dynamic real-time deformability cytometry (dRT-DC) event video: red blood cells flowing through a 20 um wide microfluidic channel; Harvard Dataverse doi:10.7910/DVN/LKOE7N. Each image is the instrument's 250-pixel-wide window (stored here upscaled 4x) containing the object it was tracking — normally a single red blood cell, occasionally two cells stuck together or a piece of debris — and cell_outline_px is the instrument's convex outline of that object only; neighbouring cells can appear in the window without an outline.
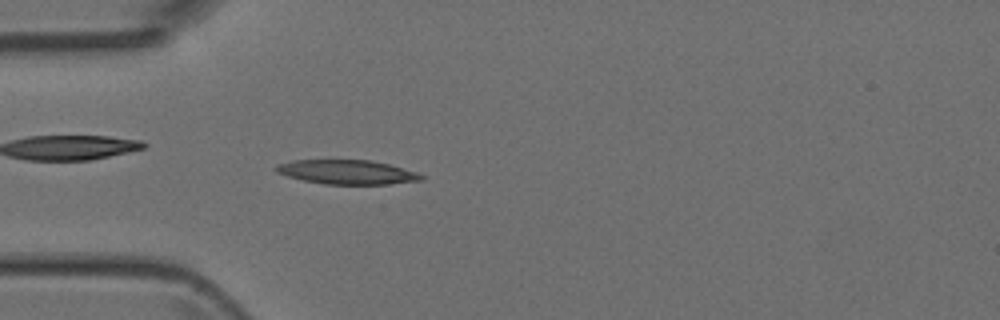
{"species": "Egyptian fruit bat (a non-hibernating species)", "species_latin": "Rousettus aegyptiacus", "temperature_condition": "room temperature", "stored_images_in_passage": 3, "camera_frame_rate_fps": 3000, "um_per_image_px": 0.085, "animal": {"sex": "female"}, "frame": {"image": 1, "passage_image": 3, "time_ms": 3.333, "image_size_px": [1000, 320], "cell_outline_px": [[424, 180], [388, 184], [324, 184], [304, 180], [288, 176], [276, 172], [276, 164], [292, 160], [372, 160], [388, 164], [416, 172], [424, 176]], "centroid_in_image_um": [29.5, 14.62], "position_along_channel_um": 55.5, "area_um2": 20.4}}